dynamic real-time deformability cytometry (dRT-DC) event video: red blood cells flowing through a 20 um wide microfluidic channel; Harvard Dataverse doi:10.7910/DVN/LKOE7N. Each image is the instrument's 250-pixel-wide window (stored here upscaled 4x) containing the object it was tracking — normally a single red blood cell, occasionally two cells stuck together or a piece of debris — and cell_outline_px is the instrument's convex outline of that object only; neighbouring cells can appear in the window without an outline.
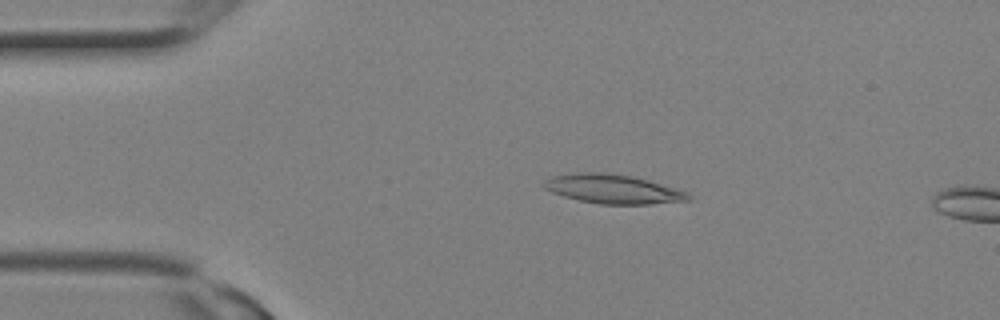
{"species": "Egyptian fruit bat (a non-hibernating species)", "species_latin": "Rousettus aegyptiacus", "temperature_condition": "room temperature", "stored_images_in_passage": 3, "camera_frame_rate_fps": 3000, "um_per_image_px": 0.085, "animal": {"sex": "female"}, "frame": {"image": 1, "passage_image": 2, "time_ms": 0.333, "image_size_px": [1000, 320], "cell_outline_px": [[692, 200], [648, 204], [600, 204], [580, 200], [564, 196], [552, 192], [544, 188], [540, 184], [548, 176], [576, 172], [600, 172], [632, 176], [648, 180], [688, 192], [692, 196]], "centroid_in_image_um": [52.06, 16.06], "position_along_channel_um": 32.9, "area_um2": 24.62}}